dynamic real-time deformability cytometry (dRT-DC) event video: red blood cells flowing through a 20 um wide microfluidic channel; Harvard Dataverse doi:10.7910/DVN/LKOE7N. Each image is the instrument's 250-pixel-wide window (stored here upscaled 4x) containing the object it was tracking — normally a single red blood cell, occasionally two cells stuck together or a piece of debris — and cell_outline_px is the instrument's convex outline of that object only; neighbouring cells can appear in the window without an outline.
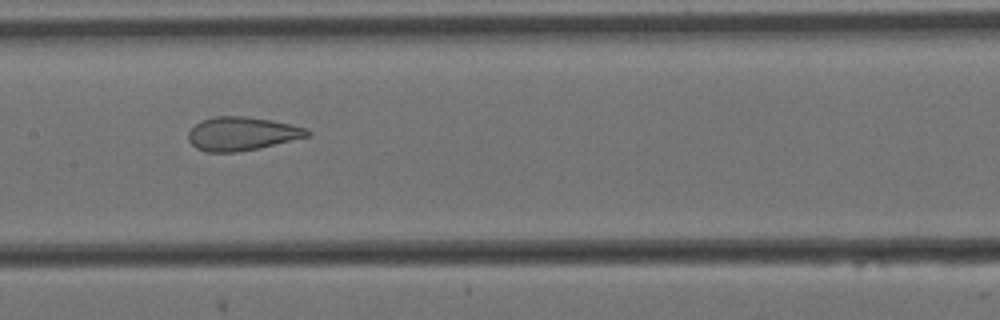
{"species": "Egyptian fruit bat (a non-hibernating species)", "species_latin": "Rousettus aegyptiacus", "temperature_condition": "cold", "stored_images_in_passage": 8, "camera_frame_rate_fps": 3000, "um_per_image_px": 0.085, "animal": {"sex": "female"}, "frame": {"image": 1, "passage_image": 7, "time_ms": 2.0, "image_size_px": [1000, 320], "cell_outline_px": [[312, 132], [308, 136], [260, 148], [236, 152], [204, 152], [196, 148], [188, 140], [188, 132], [196, 124], [204, 120], [216, 116], [244, 116], [272, 120], [292, 124], [308, 128]], "centroid_in_image_um": [20.58, 11.37], "position_along_channel_um": 186.8, "area_um2": 23.29}}
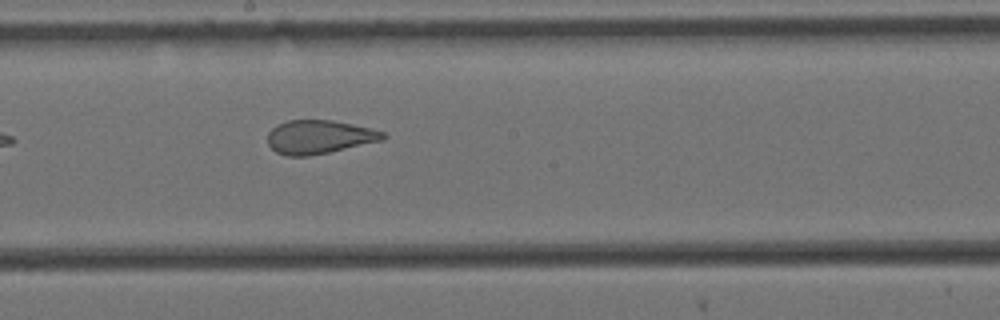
{"frame": {"image": 2, "passage_image": 8, "time_ms": 2.333, "image_size_px": [1000, 320], "cell_outline_px": [[388, 136], [384, 140], [328, 152], [308, 156], [284, 156], [276, 152], [268, 144], [268, 132], [276, 124], [288, 120], [332, 120], [372, 128], [384, 132]], "centroid_in_image_um": [27.13, 11.64], "position_along_channel_um": 221.1, "area_um2": 22.72}}